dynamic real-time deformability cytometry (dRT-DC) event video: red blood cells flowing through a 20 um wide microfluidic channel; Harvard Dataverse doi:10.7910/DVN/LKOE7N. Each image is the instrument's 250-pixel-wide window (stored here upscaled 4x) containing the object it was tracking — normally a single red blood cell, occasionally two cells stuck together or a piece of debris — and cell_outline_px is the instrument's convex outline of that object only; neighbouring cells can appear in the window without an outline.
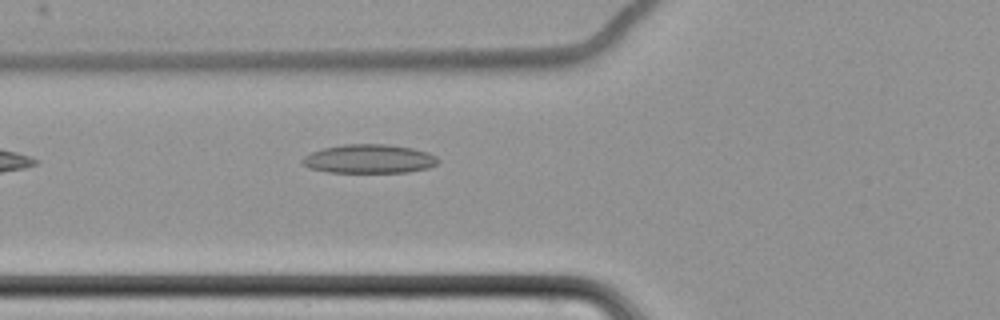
{"species": "common noctule bat (a hibernating species)", "species_latin": "Nyctalus noctula", "temperature_condition": "cold", "stored_images_in_passage": 40, "camera_frame_rate_fps": 3000, "um_per_image_px": 0.085, "animal": {"sex": "female", "body_mass_g": 22.7, "forearm_length_mm": 54.2}, "frame": {"image": 1, "passage_image": 3, "time_ms": 0.667, "image_size_px": [1000, 320], "cell_outline_px": [[440, 160], [436, 164], [428, 168], [408, 172], [328, 172], [308, 168], [300, 160], [304, 156], [312, 152], [324, 148], [344, 144], [384, 144], [412, 148], [428, 152], [436, 156]], "centroid_in_image_um": [31.38, 13.5], "position_along_channel_um": 94.4, "area_um2": 22.77}}
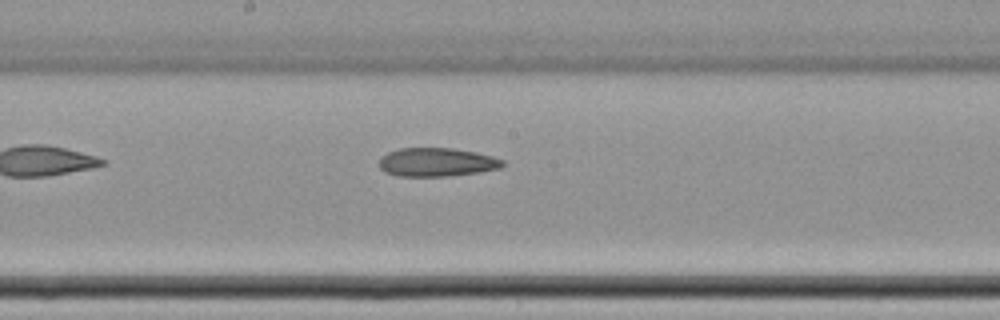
{"frame": {"image": 2, "passage_image": 13, "time_ms": 4.0, "image_size_px": [1000, 320], "cell_outline_px": [[504, 164], [500, 168], [480, 172], [448, 176], [396, 176], [384, 172], [380, 168], [380, 156], [388, 152], [400, 148], [452, 148], [476, 152], [492, 156], [504, 160]], "centroid_in_image_um": [37.11, 13.79], "position_along_channel_um": 211.1, "area_um2": 20.69}}
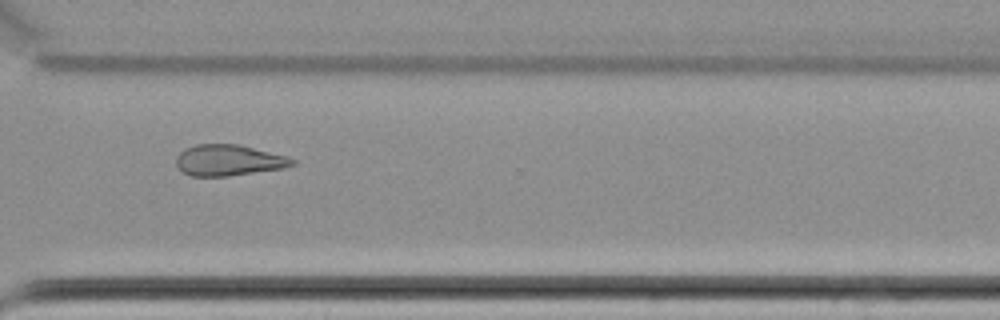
{"frame": {"image": 3, "passage_image": 25, "time_ms": 8.0, "image_size_px": [1000, 320], "cell_outline_px": [[296, 164], [284, 168], [228, 176], [192, 176], [184, 172], [176, 164], [176, 156], [184, 148], [196, 144], [236, 144], [288, 156], [296, 160]], "centroid_in_image_um": [19.44, 13.62], "position_along_channel_um": 351.2, "area_um2": 20.98}}